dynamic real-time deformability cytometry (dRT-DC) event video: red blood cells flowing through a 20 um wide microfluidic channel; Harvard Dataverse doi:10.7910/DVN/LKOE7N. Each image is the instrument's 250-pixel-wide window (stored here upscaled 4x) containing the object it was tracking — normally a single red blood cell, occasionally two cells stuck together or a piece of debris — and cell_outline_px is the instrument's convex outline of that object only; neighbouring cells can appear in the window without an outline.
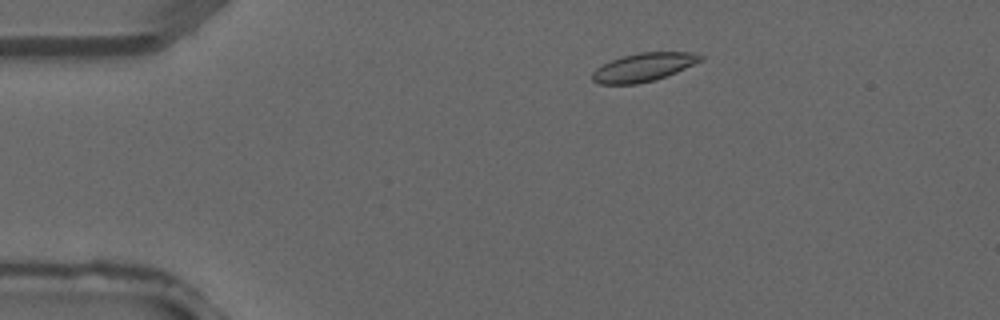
{"species": "common noctule bat (a hibernating species)", "species_latin": "Nyctalus noctula", "temperature_condition": "warm", "stored_images_in_passage": 4, "camera_frame_rate_fps": 3000, "um_per_image_px": 0.085, "animal": {"sex": "male", "forearm_length_mm": 52.5}, "frame": {"image": 1, "passage_image": 4, "time_ms": 1.0, "image_size_px": [1000, 320], "cell_outline_px": [[704, 60], [676, 72], [656, 80], [636, 84], [600, 84], [592, 80], [592, 72], [596, 68], [612, 60], [624, 56], [640, 52], [692, 52], [704, 56]], "centroid_in_image_um": [54.73, 5.71], "position_along_channel_um": 30.3, "area_um2": 17.86}}